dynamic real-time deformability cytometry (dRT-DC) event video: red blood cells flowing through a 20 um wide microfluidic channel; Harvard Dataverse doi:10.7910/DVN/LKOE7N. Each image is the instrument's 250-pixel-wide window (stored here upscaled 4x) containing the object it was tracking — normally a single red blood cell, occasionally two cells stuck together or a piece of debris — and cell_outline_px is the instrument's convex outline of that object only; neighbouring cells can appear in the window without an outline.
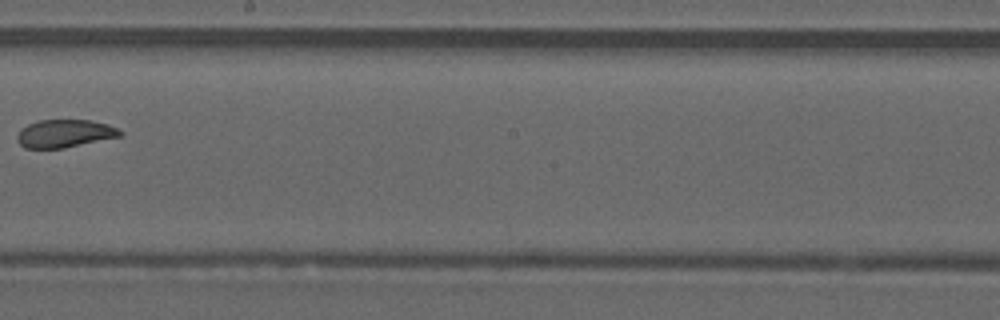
{"species": "common noctule bat (a hibernating species)", "species_latin": "Nyctalus noctula", "temperature_condition": "warm", "stored_images_in_passage": 7, "camera_frame_rate_fps": 3000, "um_per_image_px": 0.085, "animal": {"sex": "male", "forearm_length_mm": 52.5}, "frame": {"image": 1, "passage_image": 7, "time_ms": 2.0, "image_size_px": [1000, 320], "cell_outline_px": [[124, 132], [120, 136], [64, 148], [24, 148], [16, 140], [16, 136], [28, 124], [40, 120], [92, 120], [108, 124], [120, 128]], "centroid_in_image_um": [5.53, 11.34], "position_along_channel_um": 242.7, "area_um2": 16.7}}